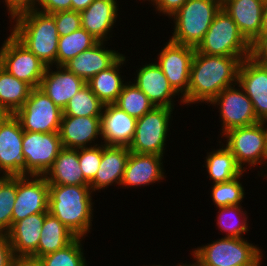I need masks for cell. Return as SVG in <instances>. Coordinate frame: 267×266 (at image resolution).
<instances>
[{"label": "cell", "mask_w": 267, "mask_h": 266, "mask_svg": "<svg viewBox=\"0 0 267 266\" xmlns=\"http://www.w3.org/2000/svg\"><path fill=\"white\" fill-rule=\"evenodd\" d=\"M249 56H216L194 53L188 92L182 97L184 105L207 103L226 87L238 83L241 62Z\"/></svg>", "instance_id": "obj_1"}, {"label": "cell", "mask_w": 267, "mask_h": 266, "mask_svg": "<svg viewBox=\"0 0 267 266\" xmlns=\"http://www.w3.org/2000/svg\"><path fill=\"white\" fill-rule=\"evenodd\" d=\"M93 194L89 185L49 184L48 212L77 237L85 238L94 219Z\"/></svg>", "instance_id": "obj_2"}, {"label": "cell", "mask_w": 267, "mask_h": 266, "mask_svg": "<svg viewBox=\"0 0 267 266\" xmlns=\"http://www.w3.org/2000/svg\"><path fill=\"white\" fill-rule=\"evenodd\" d=\"M10 19L11 34L47 67L56 66L59 41L54 18L34 9H26ZM13 20V21H12Z\"/></svg>", "instance_id": "obj_3"}, {"label": "cell", "mask_w": 267, "mask_h": 266, "mask_svg": "<svg viewBox=\"0 0 267 266\" xmlns=\"http://www.w3.org/2000/svg\"><path fill=\"white\" fill-rule=\"evenodd\" d=\"M221 8V0H188L171 17L174 30L170 40L196 48Z\"/></svg>", "instance_id": "obj_4"}, {"label": "cell", "mask_w": 267, "mask_h": 266, "mask_svg": "<svg viewBox=\"0 0 267 266\" xmlns=\"http://www.w3.org/2000/svg\"><path fill=\"white\" fill-rule=\"evenodd\" d=\"M224 137L225 146L231 151L237 164L243 171L256 166L267 168V139L266 131L262 122L247 127H237L228 130L221 138ZM248 164V165H247ZM259 164V165H258ZM245 165V166H244ZM264 167H261V176H267V169L264 173Z\"/></svg>", "instance_id": "obj_5"}, {"label": "cell", "mask_w": 267, "mask_h": 266, "mask_svg": "<svg viewBox=\"0 0 267 266\" xmlns=\"http://www.w3.org/2000/svg\"><path fill=\"white\" fill-rule=\"evenodd\" d=\"M196 50L216 56H250L251 44L239 31L237 24L221 8Z\"/></svg>", "instance_id": "obj_6"}, {"label": "cell", "mask_w": 267, "mask_h": 266, "mask_svg": "<svg viewBox=\"0 0 267 266\" xmlns=\"http://www.w3.org/2000/svg\"><path fill=\"white\" fill-rule=\"evenodd\" d=\"M245 238L221 237L191 251L198 266H247L263 251Z\"/></svg>", "instance_id": "obj_7"}, {"label": "cell", "mask_w": 267, "mask_h": 266, "mask_svg": "<svg viewBox=\"0 0 267 266\" xmlns=\"http://www.w3.org/2000/svg\"><path fill=\"white\" fill-rule=\"evenodd\" d=\"M173 109L175 108L155 106L138 118L132 142L128 147L130 152L164 156Z\"/></svg>", "instance_id": "obj_8"}, {"label": "cell", "mask_w": 267, "mask_h": 266, "mask_svg": "<svg viewBox=\"0 0 267 266\" xmlns=\"http://www.w3.org/2000/svg\"><path fill=\"white\" fill-rule=\"evenodd\" d=\"M24 131L59 132L63 110L39 87L32 88L27 101L13 114Z\"/></svg>", "instance_id": "obj_9"}, {"label": "cell", "mask_w": 267, "mask_h": 266, "mask_svg": "<svg viewBox=\"0 0 267 266\" xmlns=\"http://www.w3.org/2000/svg\"><path fill=\"white\" fill-rule=\"evenodd\" d=\"M0 66L32 88L40 86L47 67L11 33L0 47Z\"/></svg>", "instance_id": "obj_10"}, {"label": "cell", "mask_w": 267, "mask_h": 266, "mask_svg": "<svg viewBox=\"0 0 267 266\" xmlns=\"http://www.w3.org/2000/svg\"><path fill=\"white\" fill-rule=\"evenodd\" d=\"M209 104L219 107L218 112L222 119L221 136L230 129L260 122L256 117L253 103L238 83L223 89Z\"/></svg>", "instance_id": "obj_11"}, {"label": "cell", "mask_w": 267, "mask_h": 266, "mask_svg": "<svg viewBox=\"0 0 267 266\" xmlns=\"http://www.w3.org/2000/svg\"><path fill=\"white\" fill-rule=\"evenodd\" d=\"M59 132H23L24 175H45L62 149Z\"/></svg>", "instance_id": "obj_12"}, {"label": "cell", "mask_w": 267, "mask_h": 266, "mask_svg": "<svg viewBox=\"0 0 267 266\" xmlns=\"http://www.w3.org/2000/svg\"><path fill=\"white\" fill-rule=\"evenodd\" d=\"M195 51V47L178 44L169 39L157 54L155 62L181 97L189 89L190 68Z\"/></svg>", "instance_id": "obj_13"}, {"label": "cell", "mask_w": 267, "mask_h": 266, "mask_svg": "<svg viewBox=\"0 0 267 266\" xmlns=\"http://www.w3.org/2000/svg\"><path fill=\"white\" fill-rule=\"evenodd\" d=\"M49 183L44 175L16 176V199L12 225L37 213H49Z\"/></svg>", "instance_id": "obj_14"}, {"label": "cell", "mask_w": 267, "mask_h": 266, "mask_svg": "<svg viewBox=\"0 0 267 266\" xmlns=\"http://www.w3.org/2000/svg\"><path fill=\"white\" fill-rule=\"evenodd\" d=\"M23 132L19 120L13 114L0 126L1 176L24 175Z\"/></svg>", "instance_id": "obj_15"}, {"label": "cell", "mask_w": 267, "mask_h": 266, "mask_svg": "<svg viewBox=\"0 0 267 266\" xmlns=\"http://www.w3.org/2000/svg\"><path fill=\"white\" fill-rule=\"evenodd\" d=\"M155 60L154 58V62L146 63L136 70L133 79L134 84L146 94L156 107L174 108L176 95L180 98V105H184L182 97L169 84L168 79Z\"/></svg>", "instance_id": "obj_16"}, {"label": "cell", "mask_w": 267, "mask_h": 266, "mask_svg": "<svg viewBox=\"0 0 267 266\" xmlns=\"http://www.w3.org/2000/svg\"><path fill=\"white\" fill-rule=\"evenodd\" d=\"M238 84L253 103L257 119H267V65L255 61L252 57L242 60Z\"/></svg>", "instance_id": "obj_17"}, {"label": "cell", "mask_w": 267, "mask_h": 266, "mask_svg": "<svg viewBox=\"0 0 267 266\" xmlns=\"http://www.w3.org/2000/svg\"><path fill=\"white\" fill-rule=\"evenodd\" d=\"M59 135L63 148L80 149L101 145L102 141L99 144L96 142L98 137L102 139L100 117L62 116Z\"/></svg>", "instance_id": "obj_18"}, {"label": "cell", "mask_w": 267, "mask_h": 266, "mask_svg": "<svg viewBox=\"0 0 267 266\" xmlns=\"http://www.w3.org/2000/svg\"><path fill=\"white\" fill-rule=\"evenodd\" d=\"M163 156L130 152L121 182L122 188L141 187L160 182L166 177Z\"/></svg>", "instance_id": "obj_19"}, {"label": "cell", "mask_w": 267, "mask_h": 266, "mask_svg": "<svg viewBox=\"0 0 267 266\" xmlns=\"http://www.w3.org/2000/svg\"><path fill=\"white\" fill-rule=\"evenodd\" d=\"M136 120L114 103L104 105L100 117L102 144L129 147L135 133Z\"/></svg>", "instance_id": "obj_20"}, {"label": "cell", "mask_w": 267, "mask_h": 266, "mask_svg": "<svg viewBox=\"0 0 267 266\" xmlns=\"http://www.w3.org/2000/svg\"><path fill=\"white\" fill-rule=\"evenodd\" d=\"M86 84L84 79L68 71L64 66H48L39 88L63 110L68 101Z\"/></svg>", "instance_id": "obj_21"}, {"label": "cell", "mask_w": 267, "mask_h": 266, "mask_svg": "<svg viewBox=\"0 0 267 266\" xmlns=\"http://www.w3.org/2000/svg\"><path fill=\"white\" fill-rule=\"evenodd\" d=\"M118 11L117 0H94L86 9L80 11L81 28L98 41L106 42L112 37L111 32L117 22Z\"/></svg>", "instance_id": "obj_22"}, {"label": "cell", "mask_w": 267, "mask_h": 266, "mask_svg": "<svg viewBox=\"0 0 267 266\" xmlns=\"http://www.w3.org/2000/svg\"><path fill=\"white\" fill-rule=\"evenodd\" d=\"M105 45V42L99 41L63 66L87 82L102 70L110 67L122 55L118 50L108 49Z\"/></svg>", "instance_id": "obj_23"}, {"label": "cell", "mask_w": 267, "mask_h": 266, "mask_svg": "<svg viewBox=\"0 0 267 266\" xmlns=\"http://www.w3.org/2000/svg\"><path fill=\"white\" fill-rule=\"evenodd\" d=\"M129 154L128 147L102 144V160L95 178L89 183L93 193L113 184L121 185Z\"/></svg>", "instance_id": "obj_24"}, {"label": "cell", "mask_w": 267, "mask_h": 266, "mask_svg": "<svg viewBox=\"0 0 267 266\" xmlns=\"http://www.w3.org/2000/svg\"><path fill=\"white\" fill-rule=\"evenodd\" d=\"M222 8L251 44L260 34L264 0H221Z\"/></svg>", "instance_id": "obj_25"}, {"label": "cell", "mask_w": 267, "mask_h": 266, "mask_svg": "<svg viewBox=\"0 0 267 266\" xmlns=\"http://www.w3.org/2000/svg\"><path fill=\"white\" fill-rule=\"evenodd\" d=\"M47 214L29 215L12 225L8 236L16 258H30L37 251L42 226Z\"/></svg>", "instance_id": "obj_26"}, {"label": "cell", "mask_w": 267, "mask_h": 266, "mask_svg": "<svg viewBox=\"0 0 267 266\" xmlns=\"http://www.w3.org/2000/svg\"><path fill=\"white\" fill-rule=\"evenodd\" d=\"M126 58L125 54H122L110 67L87 81V85L104 105L115 103L126 84L124 76L120 74V68L128 61Z\"/></svg>", "instance_id": "obj_27"}, {"label": "cell", "mask_w": 267, "mask_h": 266, "mask_svg": "<svg viewBox=\"0 0 267 266\" xmlns=\"http://www.w3.org/2000/svg\"><path fill=\"white\" fill-rule=\"evenodd\" d=\"M44 176L49 184L89 185L80 168L79 149L62 148Z\"/></svg>", "instance_id": "obj_28"}, {"label": "cell", "mask_w": 267, "mask_h": 266, "mask_svg": "<svg viewBox=\"0 0 267 266\" xmlns=\"http://www.w3.org/2000/svg\"><path fill=\"white\" fill-rule=\"evenodd\" d=\"M76 237L63 223L48 213L44 219L37 251L30 258L38 260L42 256L54 253L69 245Z\"/></svg>", "instance_id": "obj_29"}, {"label": "cell", "mask_w": 267, "mask_h": 266, "mask_svg": "<svg viewBox=\"0 0 267 266\" xmlns=\"http://www.w3.org/2000/svg\"><path fill=\"white\" fill-rule=\"evenodd\" d=\"M218 143H220L219 149L212 148V151L207 152V156L204 157L205 166L203 167H206L212 184L233 180L245 172L237 164L235 157L225 144L221 141Z\"/></svg>", "instance_id": "obj_30"}, {"label": "cell", "mask_w": 267, "mask_h": 266, "mask_svg": "<svg viewBox=\"0 0 267 266\" xmlns=\"http://www.w3.org/2000/svg\"><path fill=\"white\" fill-rule=\"evenodd\" d=\"M32 87L0 66V104L14 114L27 101Z\"/></svg>", "instance_id": "obj_31"}, {"label": "cell", "mask_w": 267, "mask_h": 266, "mask_svg": "<svg viewBox=\"0 0 267 266\" xmlns=\"http://www.w3.org/2000/svg\"><path fill=\"white\" fill-rule=\"evenodd\" d=\"M99 41L85 29L73 31L66 36H59L56 66H63L70 59L97 44Z\"/></svg>", "instance_id": "obj_32"}, {"label": "cell", "mask_w": 267, "mask_h": 266, "mask_svg": "<svg viewBox=\"0 0 267 266\" xmlns=\"http://www.w3.org/2000/svg\"><path fill=\"white\" fill-rule=\"evenodd\" d=\"M218 209L216 225L220 232L226 234L224 237L243 238L244 234L249 231L247 211L241 205L218 207Z\"/></svg>", "instance_id": "obj_33"}, {"label": "cell", "mask_w": 267, "mask_h": 266, "mask_svg": "<svg viewBox=\"0 0 267 266\" xmlns=\"http://www.w3.org/2000/svg\"><path fill=\"white\" fill-rule=\"evenodd\" d=\"M128 82L123 86L122 92L114 104L130 116L138 119L151 111L155 105L133 82Z\"/></svg>", "instance_id": "obj_34"}, {"label": "cell", "mask_w": 267, "mask_h": 266, "mask_svg": "<svg viewBox=\"0 0 267 266\" xmlns=\"http://www.w3.org/2000/svg\"><path fill=\"white\" fill-rule=\"evenodd\" d=\"M104 104L86 84L63 109V116L101 117Z\"/></svg>", "instance_id": "obj_35"}, {"label": "cell", "mask_w": 267, "mask_h": 266, "mask_svg": "<svg viewBox=\"0 0 267 266\" xmlns=\"http://www.w3.org/2000/svg\"><path fill=\"white\" fill-rule=\"evenodd\" d=\"M83 240L84 237H76L69 245L38 260L43 266H87Z\"/></svg>", "instance_id": "obj_36"}, {"label": "cell", "mask_w": 267, "mask_h": 266, "mask_svg": "<svg viewBox=\"0 0 267 266\" xmlns=\"http://www.w3.org/2000/svg\"><path fill=\"white\" fill-rule=\"evenodd\" d=\"M243 174L244 172L233 180L212 185L210 197L216 208L242 204L246 195L242 182H240Z\"/></svg>", "instance_id": "obj_37"}, {"label": "cell", "mask_w": 267, "mask_h": 266, "mask_svg": "<svg viewBox=\"0 0 267 266\" xmlns=\"http://www.w3.org/2000/svg\"><path fill=\"white\" fill-rule=\"evenodd\" d=\"M16 199V176L0 177V232L12 227V212Z\"/></svg>", "instance_id": "obj_38"}, {"label": "cell", "mask_w": 267, "mask_h": 266, "mask_svg": "<svg viewBox=\"0 0 267 266\" xmlns=\"http://www.w3.org/2000/svg\"><path fill=\"white\" fill-rule=\"evenodd\" d=\"M102 160V144L79 149V164L84 179L90 183L99 169Z\"/></svg>", "instance_id": "obj_39"}, {"label": "cell", "mask_w": 267, "mask_h": 266, "mask_svg": "<svg viewBox=\"0 0 267 266\" xmlns=\"http://www.w3.org/2000/svg\"><path fill=\"white\" fill-rule=\"evenodd\" d=\"M50 15L55 20L59 36L69 35L81 28V15L79 11H59Z\"/></svg>", "instance_id": "obj_40"}, {"label": "cell", "mask_w": 267, "mask_h": 266, "mask_svg": "<svg viewBox=\"0 0 267 266\" xmlns=\"http://www.w3.org/2000/svg\"><path fill=\"white\" fill-rule=\"evenodd\" d=\"M188 0H149L155 8L157 14L169 17V19L187 2Z\"/></svg>", "instance_id": "obj_41"}, {"label": "cell", "mask_w": 267, "mask_h": 266, "mask_svg": "<svg viewBox=\"0 0 267 266\" xmlns=\"http://www.w3.org/2000/svg\"><path fill=\"white\" fill-rule=\"evenodd\" d=\"M35 9L45 14L71 10V0H39Z\"/></svg>", "instance_id": "obj_42"}, {"label": "cell", "mask_w": 267, "mask_h": 266, "mask_svg": "<svg viewBox=\"0 0 267 266\" xmlns=\"http://www.w3.org/2000/svg\"><path fill=\"white\" fill-rule=\"evenodd\" d=\"M250 57L259 63L267 65V34H259L251 43Z\"/></svg>", "instance_id": "obj_43"}, {"label": "cell", "mask_w": 267, "mask_h": 266, "mask_svg": "<svg viewBox=\"0 0 267 266\" xmlns=\"http://www.w3.org/2000/svg\"><path fill=\"white\" fill-rule=\"evenodd\" d=\"M16 259L8 233L0 232V266H11Z\"/></svg>", "instance_id": "obj_44"}, {"label": "cell", "mask_w": 267, "mask_h": 266, "mask_svg": "<svg viewBox=\"0 0 267 266\" xmlns=\"http://www.w3.org/2000/svg\"><path fill=\"white\" fill-rule=\"evenodd\" d=\"M6 5V10L8 16L11 18L13 15L17 14L26 9H34L39 0H4Z\"/></svg>", "instance_id": "obj_45"}, {"label": "cell", "mask_w": 267, "mask_h": 266, "mask_svg": "<svg viewBox=\"0 0 267 266\" xmlns=\"http://www.w3.org/2000/svg\"><path fill=\"white\" fill-rule=\"evenodd\" d=\"M94 0H71V10L82 11L86 9Z\"/></svg>", "instance_id": "obj_46"}, {"label": "cell", "mask_w": 267, "mask_h": 266, "mask_svg": "<svg viewBox=\"0 0 267 266\" xmlns=\"http://www.w3.org/2000/svg\"><path fill=\"white\" fill-rule=\"evenodd\" d=\"M260 34H267V0H264L262 25L260 29Z\"/></svg>", "instance_id": "obj_47"}, {"label": "cell", "mask_w": 267, "mask_h": 266, "mask_svg": "<svg viewBox=\"0 0 267 266\" xmlns=\"http://www.w3.org/2000/svg\"><path fill=\"white\" fill-rule=\"evenodd\" d=\"M12 115L3 105L0 104V126Z\"/></svg>", "instance_id": "obj_48"}, {"label": "cell", "mask_w": 267, "mask_h": 266, "mask_svg": "<svg viewBox=\"0 0 267 266\" xmlns=\"http://www.w3.org/2000/svg\"><path fill=\"white\" fill-rule=\"evenodd\" d=\"M23 266H43L39 260L23 258Z\"/></svg>", "instance_id": "obj_49"}, {"label": "cell", "mask_w": 267, "mask_h": 266, "mask_svg": "<svg viewBox=\"0 0 267 266\" xmlns=\"http://www.w3.org/2000/svg\"><path fill=\"white\" fill-rule=\"evenodd\" d=\"M190 254H192V257L194 258L193 260L195 261L194 263H190V264H184V263H178L177 265H175V266H198V263H197V260H196V257H195V255L191 252ZM145 266V265H144ZM150 266H163V265H155V264H153V265H150ZM166 266V265H165ZM169 266V265H168Z\"/></svg>", "instance_id": "obj_50"}, {"label": "cell", "mask_w": 267, "mask_h": 266, "mask_svg": "<svg viewBox=\"0 0 267 266\" xmlns=\"http://www.w3.org/2000/svg\"><path fill=\"white\" fill-rule=\"evenodd\" d=\"M262 258H263V253L251 264L247 265V266H261L262 265Z\"/></svg>", "instance_id": "obj_51"}, {"label": "cell", "mask_w": 267, "mask_h": 266, "mask_svg": "<svg viewBox=\"0 0 267 266\" xmlns=\"http://www.w3.org/2000/svg\"><path fill=\"white\" fill-rule=\"evenodd\" d=\"M11 266H23V258H17Z\"/></svg>", "instance_id": "obj_52"}, {"label": "cell", "mask_w": 267, "mask_h": 266, "mask_svg": "<svg viewBox=\"0 0 267 266\" xmlns=\"http://www.w3.org/2000/svg\"><path fill=\"white\" fill-rule=\"evenodd\" d=\"M262 122V124H263V126H264V128H265V131H266V139H267V119H265V120H263V121H261Z\"/></svg>", "instance_id": "obj_53"}]
</instances>
